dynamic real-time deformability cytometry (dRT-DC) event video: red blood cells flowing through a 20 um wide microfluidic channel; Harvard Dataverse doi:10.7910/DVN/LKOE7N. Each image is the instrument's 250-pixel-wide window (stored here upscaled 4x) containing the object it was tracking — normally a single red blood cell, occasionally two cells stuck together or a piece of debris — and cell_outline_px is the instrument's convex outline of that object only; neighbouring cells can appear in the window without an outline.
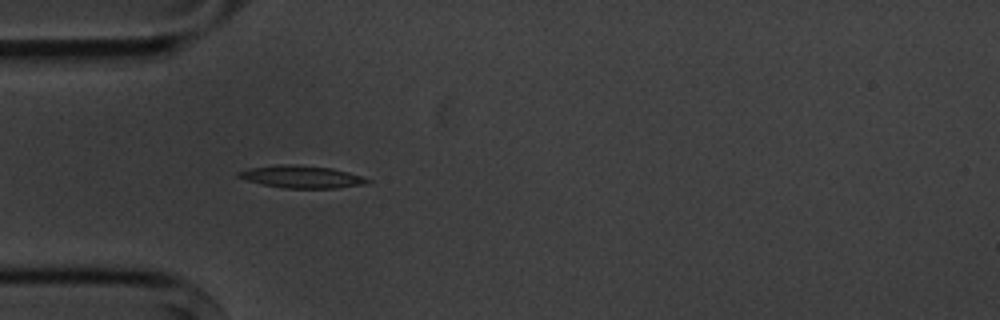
{"species": "common noctule bat (a hibernating species)", "species_latin": "Nyctalus noctula", "temperature_condition": "cold", "stored_images_in_passage": 4, "camera_frame_rate_fps": 3000, "um_per_image_px": 0.085, "animal": {"sex": "male", "body_mass_g": 20.1, "forearm_length_mm": 53.5}, "frame": {"image": 1, "passage_image": 4, "time_ms": 4.333, "image_size_px": [1000, 320], "cell_outline_px": [[372, 180], [364, 184], [336, 188], [284, 188], [264, 184], [248, 180], [236, 176], [236, 172], [248, 168], [280, 164], [288, 164], [332, 168], [348, 172]], "centroid_in_image_um": [25.61, 15.02], "position_along_channel_um": 59.4, "area_um2": 16.59}}